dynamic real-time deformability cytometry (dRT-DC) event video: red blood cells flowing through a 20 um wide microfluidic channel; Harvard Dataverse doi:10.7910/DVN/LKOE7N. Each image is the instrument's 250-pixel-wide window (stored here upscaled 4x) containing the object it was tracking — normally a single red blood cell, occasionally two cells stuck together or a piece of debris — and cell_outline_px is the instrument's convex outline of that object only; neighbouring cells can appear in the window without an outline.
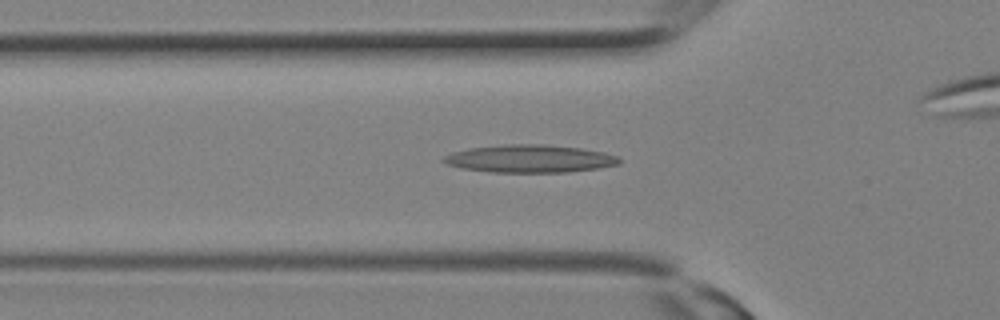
{"species": "Egyptian fruit bat (a non-hibernating species)", "species_latin": "Rousettus aegyptiacus", "temperature_condition": "room temperature", "stored_images_in_passage": 14, "camera_frame_rate_fps": 3000, "um_per_image_px": 0.085, "animal": {"sex": "female"}, "frame": {"image": 1, "passage_image": 10, "time_ms": 3.0, "image_size_px": [1000, 320], "cell_outline_px": [[620, 164], [596, 168], [568, 172], [492, 172], [460, 168], [448, 164], [440, 160], [444, 156], [452, 152], [468, 148], [508, 144], [540, 144], [580, 148], [604, 152], [616, 156], [620, 160]], "centroid_in_image_um": [44.99, 13.49], "position_along_channel_um": 80.8, "area_um2": 28.26}}
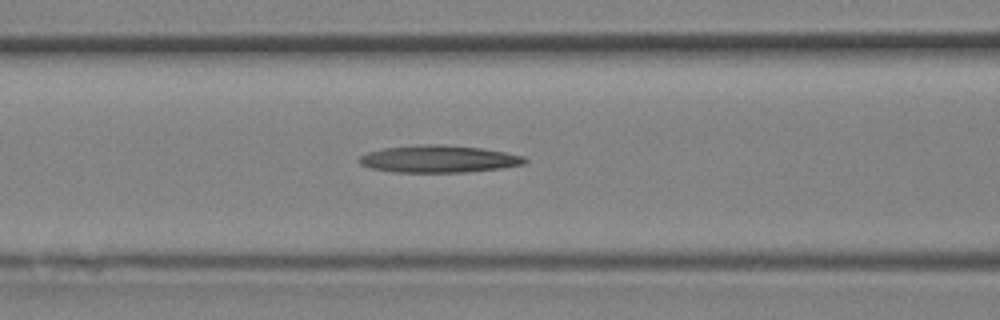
{"frame": {"image": 2, "passage_image": 12, "time_ms": 3.667, "image_size_px": [1000, 320], "cell_outline_px": [[528, 160], [524, 164], [500, 168], [468, 172], [392, 172], [372, 168], [360, 164], [356, 160], [360, 156], [368, 152], [384, 148], [420, 144], [444, 144], [480, 148], [504, 152], [524, 156]], "centroid_in_image_um": [37.27, 13.51], "position_along_channel_um": 129.3, "area_um2": 26.3}}
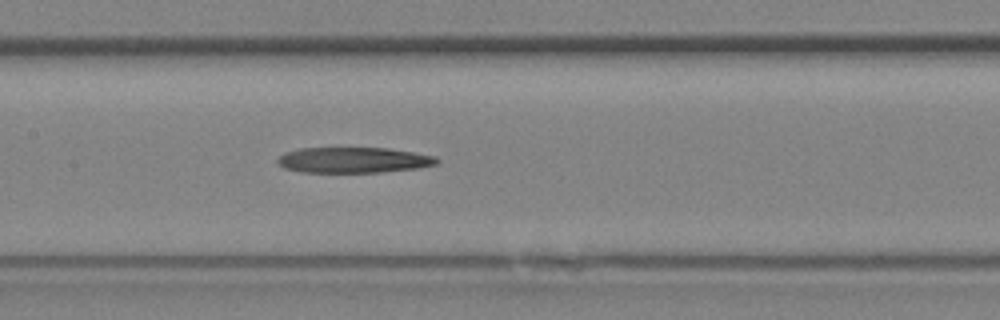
{"frame": {"image": 3, "passage_image": 14, "time_ms": 4.333, "image_size_px": [1000, 320], "cell_outline_px": [[440, 160], [436, 164], [420, 168], [380, 172], [300, 172], [284, 168], [276, 160], [284, 152], [300, 148], [388, 148], [436, 156]], "centroid_in_image_um": [30.05, 13.6], "position_along_channel_um": 177.3, "area_um2": 23.81}}